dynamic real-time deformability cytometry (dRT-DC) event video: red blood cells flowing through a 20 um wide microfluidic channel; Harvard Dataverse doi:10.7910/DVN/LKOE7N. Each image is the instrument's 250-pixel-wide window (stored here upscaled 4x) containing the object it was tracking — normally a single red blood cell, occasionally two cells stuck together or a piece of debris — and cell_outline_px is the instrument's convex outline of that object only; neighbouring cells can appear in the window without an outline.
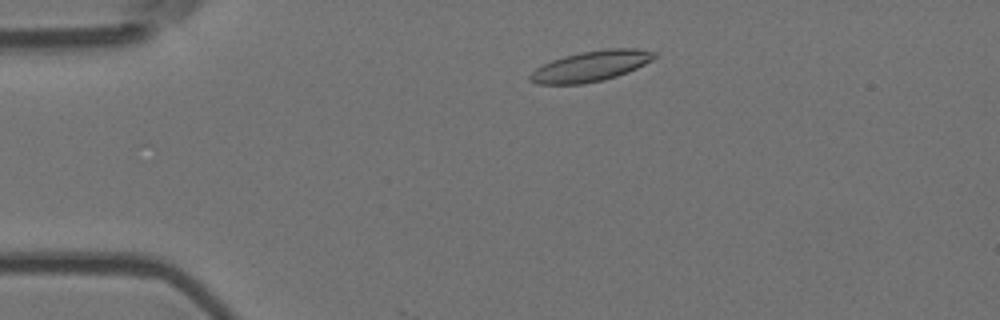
{"species": "Egyptian fruit bat (a non-hibernating species)", "species_latin": "Rousettus aegyptiacus", "temperature_condition": "room temperature", "stored_images_in_passage": 5, "camera_frame_rate_fps": 3000, "um_per_image_px": 0.085, "animal": {"sex": "female"}, "frame": {"image": 1, "passage_image": 3, "time_ms": 0.667, "image_size_px": [1000, 320], "cell_outline_px": [[656, 56], [652, 60], [628, 72], [604, 80], [584, 84], [536, 84], [528, 80], [528, 76], [536, 68], [552, 60], [564, 56], [580, 52], [608, 48], [636, 48], [656, 52]], "centroid_in_image_um": [50.21, 5.62], "position_along_channel_um": 34.8, "area_um2": 22.14}}
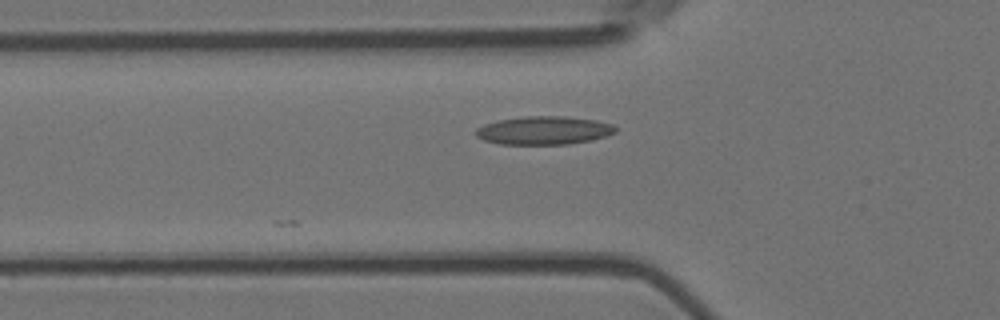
{"frame": {"image": 2, "passage_image": 5, "time_ms": 1.333, "image_size_px": [1000, 320], "cell_outline_px": [[616, 132], [592, 140], [568, 144], [500, 144], [484, 140], [476, 136], [476, 128], [484, 124], [500, 120], [524, 116], [564, 116], [596, 120], [612, 124], [616, 128]], "centroid_in_image_um": [46.23, 11.08], "position_along_channel_um": 79.6, "area_um2": 22.95}}